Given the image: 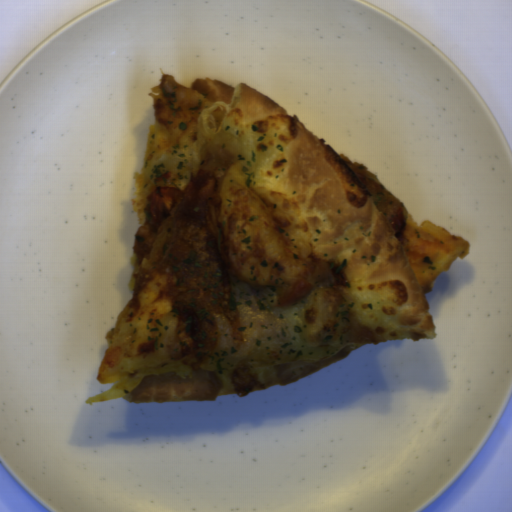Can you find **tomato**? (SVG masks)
Returning <instances> with one entry per match:
<instances>
[{
    "mask_svg": "<svg viewBox=\"0 0 512 512\" xmlns=\"http://www.w3.org/2000/svg\"><path fill=\"white\" fill-rule=\"evenodd\" d=\"M184 195L178 186H157L149 192L144 210L145 219L133 242V253L141 261L151 255L154 242L169 214Z\"/></svg>",
    "mask_w": 512,
    "mask_h": 512,
    "instance_id": "512abeb7",
    "label": "tomato"
}]
</instances>
